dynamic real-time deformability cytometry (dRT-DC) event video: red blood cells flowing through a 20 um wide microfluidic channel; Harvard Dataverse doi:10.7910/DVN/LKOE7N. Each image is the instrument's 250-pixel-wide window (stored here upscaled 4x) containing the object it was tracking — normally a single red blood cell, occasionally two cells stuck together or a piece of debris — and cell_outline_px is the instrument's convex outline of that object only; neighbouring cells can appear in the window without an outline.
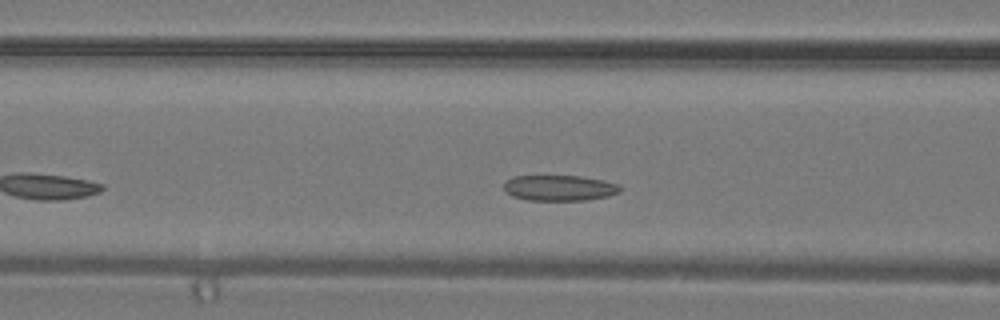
{"species": "common noctule bat (a hibernating species)", "species_latin": "Nyctalus noctula", "temperature_condition": "warm", "stored_images_in_passage": 28, "camera_frame_rate_fps": 3000, "um_per_image_px": 0.085, "animal": {"sex": "male", "body_mass_g": 19.2, "forearm_length_mm": 51.8}, "frame": {"image": 1, "passage_image": 7, "time_ms": 2.0, "image_size_px": [1000, 320], "cell_outline_px": [[620, 192], [608, 196], [584, 200], [528, 200], [512, 196], [504, 188], [504, 180], [512, 176], [580, 176], [604, 180], [620, 184]], "centroid_in_image_um": [47.55, 15.96], "position_along_channel_um": 119.1, "area_um2": 17.4}}
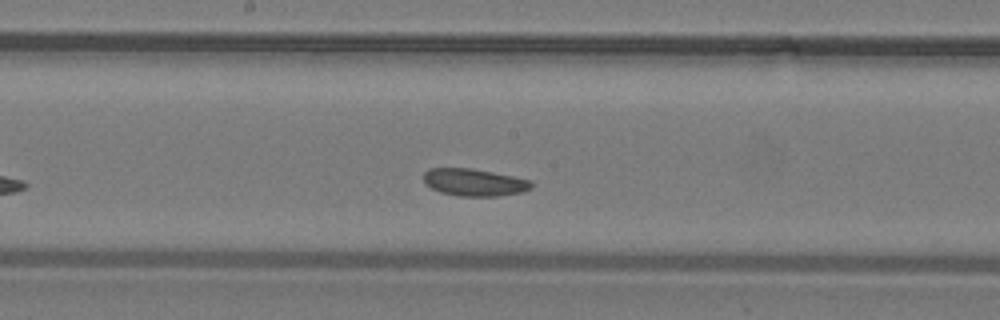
{"frame": {"image": 2, "passage_image": 12, "time_ms": 3.667, "image_size_px": [1000, 320], "cell_outline_px": [[532, 188], [520, 192], [496, 196], [460, 196], [440, 192], [424, 184], [424, 172], [428, 168], [472, 168], [532, 180]], "centroid_in_image_um": [40.28, 15.49], "position_along_channel_um": 207.9, "area_um2": 17.11}}
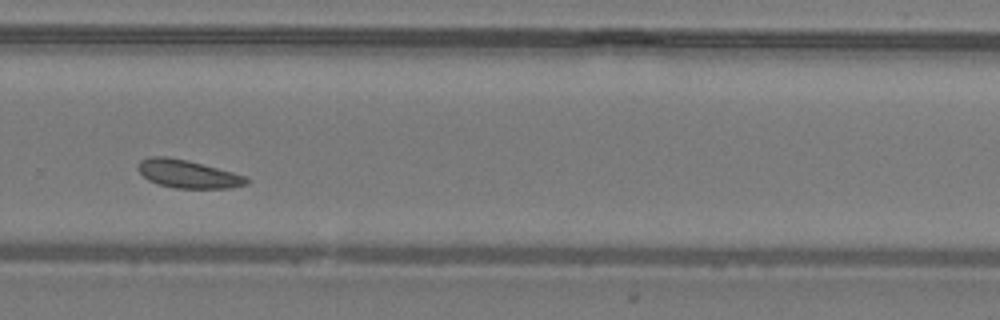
{"frame": {"image": 3, "passage_image": 18, "time_ms": 5.667, "image_size_px": [1000, 320], "cell_outline_px": [[248, 184], [228, 188], [176, 188], [156, 184], [148, 180], [136, 168], [136, 164], [140, 160], [148, 156], [168, 156], [188, 160], [248, 176]], "centroid_in_image_um": [15.93, 14.77], "position_along_channel_um": 313.9, "area_um2": 17.98}}